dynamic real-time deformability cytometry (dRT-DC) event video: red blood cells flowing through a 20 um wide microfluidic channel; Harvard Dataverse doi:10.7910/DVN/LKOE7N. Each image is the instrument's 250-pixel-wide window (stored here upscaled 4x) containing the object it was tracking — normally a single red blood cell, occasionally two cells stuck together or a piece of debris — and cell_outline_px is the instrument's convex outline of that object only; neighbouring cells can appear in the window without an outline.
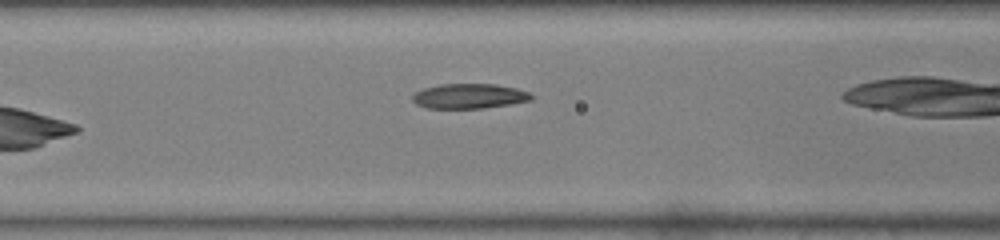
{"species": "common noctule bat (a hibernating species)", "species_latin": "Nyctalus noctula", "temperature_condition": "warm", "stored_images_in_passage": 20, "camera_frame_rate_fps": 3000, "um_per_image_px": 0.085, "animal": {"sex": "male", "body_mass_g": 19.0, "forearm_length_mm": 50.8}, "frame": {"image": 1, "passage_image": 4, "time_ms": 1.0, "image_size_px": [1000, 240], "cell_outline_px": [[532, 100], [512, 104], [484, 108], [428, 108], [416, 104], [412, 100], [412, 96], [416, 92], [424, 88], [440, 84], [496, 84], [516, 88], [528, 92], [532, 96]], "centroid_in_image_um": [39.89, 8.17], "position_along_channel_um": 126.7, "area_um2": 17.22}}